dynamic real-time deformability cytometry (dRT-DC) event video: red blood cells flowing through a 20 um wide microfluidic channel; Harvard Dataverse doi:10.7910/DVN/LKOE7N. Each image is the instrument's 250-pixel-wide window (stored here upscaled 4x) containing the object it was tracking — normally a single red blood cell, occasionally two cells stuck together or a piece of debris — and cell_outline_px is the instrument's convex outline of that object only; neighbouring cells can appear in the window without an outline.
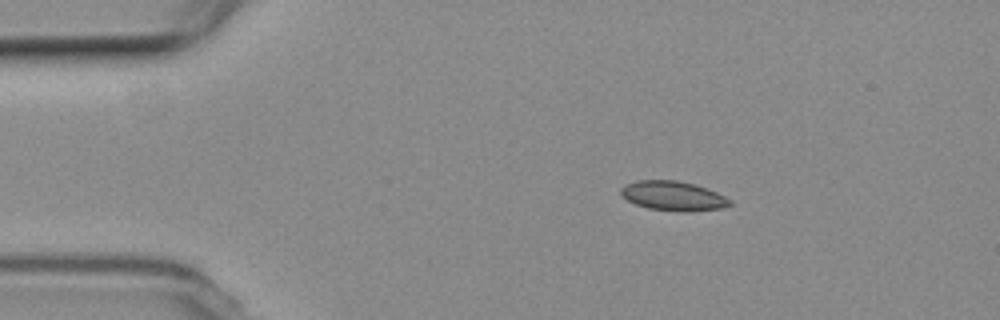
{"species": "common noctule bat (a hibernating species)", "species_latin": "Nyctalus noctula", "temperature_condition": "room temperature", "stored_images_in_passage": 5, "camera_frame_rate_fps": 3000, "um_per_image_px": 0.085, "animal": {"sex": "female", "body_mass_g": 19.3, "forearm_length_mm": 54.1}, "frame": {"image": 1, "passage_image": 2, "time_ms": 1.0, "image_size_px": [1000, 320], "cell_outline_px": [[732, 204], [724, 208], [688, 212], [680, 212], [648, 208], [636, 204], [620, 196], [620, 188], [624, 184], [636, 180], [676, 180], [696, 184], [716, 192], [732, 200]], "centroid_in_image_um": [57.21, 16.65], "position_along_channel_um": 27.8, "area_um2": 19.02}}